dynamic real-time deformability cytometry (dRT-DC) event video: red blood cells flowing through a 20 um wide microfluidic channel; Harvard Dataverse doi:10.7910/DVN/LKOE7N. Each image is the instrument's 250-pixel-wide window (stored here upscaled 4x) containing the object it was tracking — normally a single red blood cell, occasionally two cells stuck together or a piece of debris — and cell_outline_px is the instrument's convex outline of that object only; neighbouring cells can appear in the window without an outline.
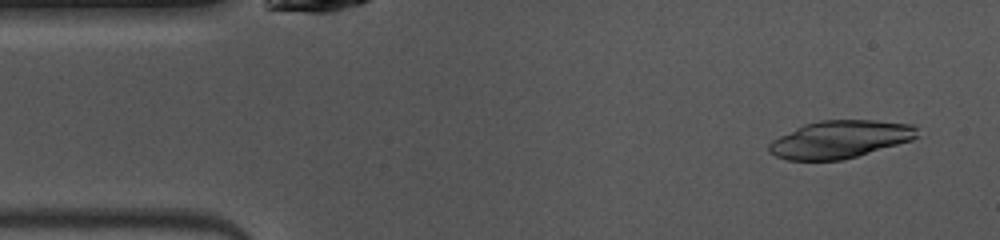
{"species": "common noctule bat (a hibernating species)", "species_latin": "Nyctalus noctula", "temperature_condition": "warm", "stored_images_in_passage": 47, "camera_frame_rate_fps": 3000, "um_per_image_px": 0.085, "animal": {"sex": "female", "body_mass_g": 10.0, "forearm_length_mm": 53.1}, "frame": {"image": 1, "passage_image": 3, "time_ms": 0.667, "image_size_px": [1000, 240], "cell_outline_px": [[916, 136], [912, 140], [856, 156], [840, 160], [788, 160], [776, 156], [768, 152], [768, 144], [772, 140], [804, 124], [820, 120], [876, 120], [912, 124], [916, 128]], "centroid_in_image_um": [71.37, 11.84], "position_along_channel_um": 13.6, "area_um2": 32.19}}